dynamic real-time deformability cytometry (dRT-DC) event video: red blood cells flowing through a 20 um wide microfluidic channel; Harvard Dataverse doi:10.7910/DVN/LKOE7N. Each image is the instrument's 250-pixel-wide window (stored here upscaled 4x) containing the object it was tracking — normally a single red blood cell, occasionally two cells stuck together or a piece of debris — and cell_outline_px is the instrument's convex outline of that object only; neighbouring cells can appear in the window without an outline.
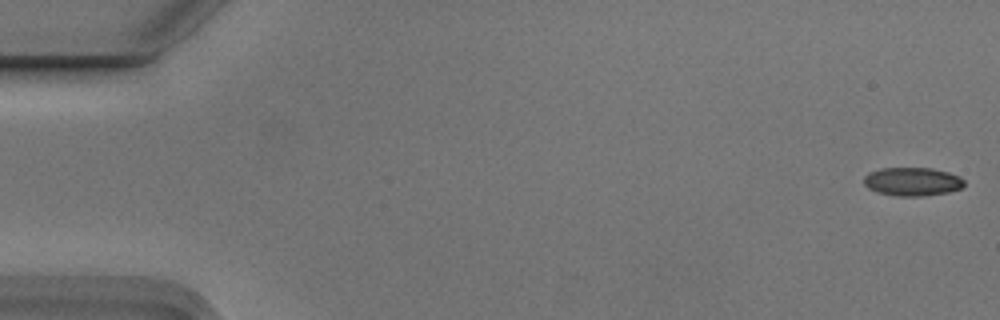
{"species": "Egyptian fruit bat (a non-hibernating species)", "species_latin": "Rousettus aegyptiacus", "temperature_condition": "cold", "stored_images_in_passage": 6, "camera_frame_rate_fps": 3000, "um_per_image_px": 0.085, "animal": {"sex": "male"}, "frame": {"image": 1, "passage_image": 1, "time_ms": 0.0, "image_size_px": [1000, 320], "cell_outline_px": [[964, 184], [960, 188], [948, 192], [924, 196], [896, 196], [876, 192], [868, 188], [864, 184], [864, 176], [868, 172], [880, 168], [932, 168], [948, 172], [960, 176], [964, 180]], "centroid_in_image_um": [77.53, 15.43], "position_along_channel_um": 7.5, "area_um2": 16.76}}
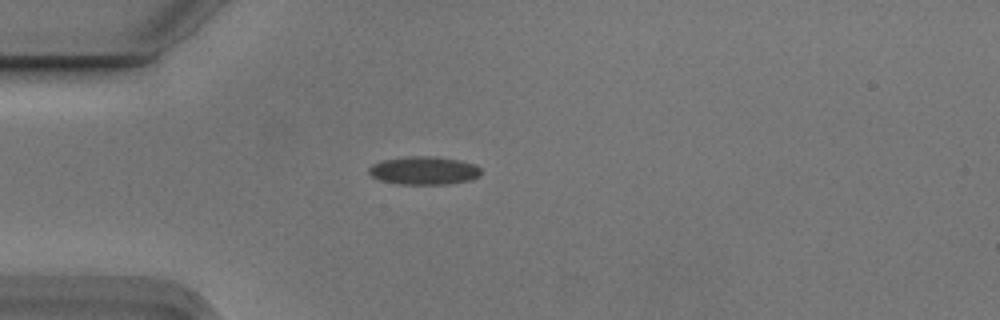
{"frame": {"image": 2, "passage_image": 4, "time_ms": 1.0, "image_size_px": [1000, 320], "cell_outline_px": [[480, 176], [472, 180], [448, 184], [396, 184], [380, 180], [372, 176], [368, 172], [368, 168], [372, 164], [380, 160], [408, 156], [436, 156], [460, 160], [476, 164], [480, 168]], "centroid_in_image_um": [36.04, 14.49], "position_along_channel_um": 49.0, "area_um2": 18.73}}